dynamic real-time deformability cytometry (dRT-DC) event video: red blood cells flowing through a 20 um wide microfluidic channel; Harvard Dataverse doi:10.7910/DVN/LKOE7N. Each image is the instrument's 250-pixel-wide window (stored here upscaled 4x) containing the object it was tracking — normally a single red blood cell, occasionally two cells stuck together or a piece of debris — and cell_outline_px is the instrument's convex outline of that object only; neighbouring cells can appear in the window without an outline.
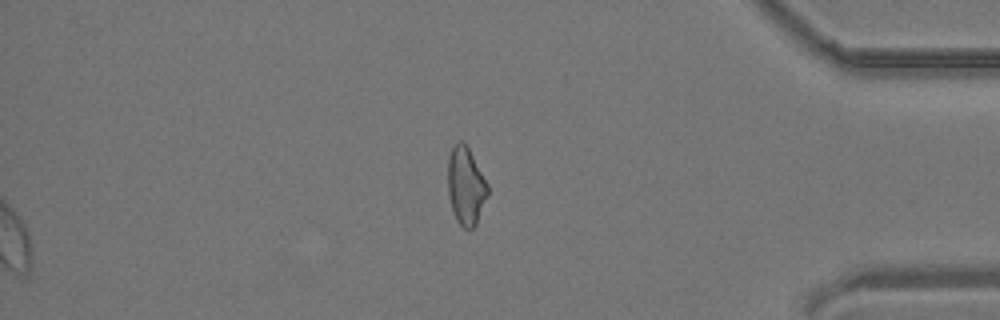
{"species": "common noctule bat (a hibernating species)", "species_latin": "Nyctalus noctula", "temperature_condition": "room temperature", "stored_images_in_passage": 31, "segment_of_instrument_passage": [2, 2], "camera_frame_rate_fps": 3000, "um_per_image_px": 0.085, "animal": {"sex": "male", "body_mass_g": 19.2, "forearm_length_mm": 51.8}, "frame": {"image": 1, "passage_image": 31, "time_ms": 10.0, "image_size_px": [1000, 320], "cell_outline_px": [[488, 196], [476, 224], [468, 232], [456, 220], [452, 208], [448, 192], [448, 160], [452, 148], [456, 140], [464, 140], [488, 184]], "centroid_in_image_um": [39.6, 15.8], "position_along_channel_um": 395.6, "area_um2": 18.15}}